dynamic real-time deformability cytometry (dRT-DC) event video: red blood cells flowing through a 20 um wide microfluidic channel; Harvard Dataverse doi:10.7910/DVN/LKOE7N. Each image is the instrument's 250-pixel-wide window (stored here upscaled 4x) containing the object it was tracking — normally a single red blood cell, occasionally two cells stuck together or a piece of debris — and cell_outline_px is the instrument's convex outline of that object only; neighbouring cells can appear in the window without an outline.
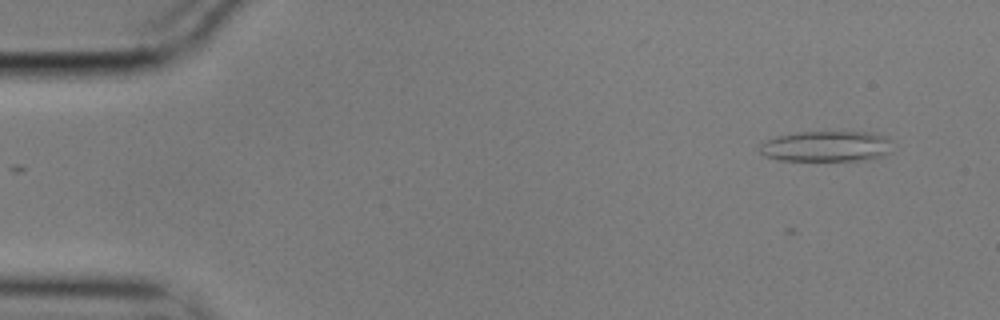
{"species": "common noctule bat (a hibernating species)", "species_latin": "Nyctalus noctula", "temperature_condition": "cold", "stored_images_in_passage": 48, "camera_frame_rate_fps": 3000, "um_per_image_px": 0.085, "animal": {"sex": "male", "body_mass_g": 17.9}, "frame": {"image": 1, "passage_image": 1, "time_ms": 0.0, "image_size_px": [1000, 320], "cell_outline_px": [[892, 152], [884, 156], [864, 160], [780, 160], [764, 156], [760, 152], [760, 144], [776, 136], [796, 132], [868, 132], [888, 136]], "centroid_in_image_um": [70.27, 12.43], "position_along_channel_um": 14.7, "area_um2": 23.81}}
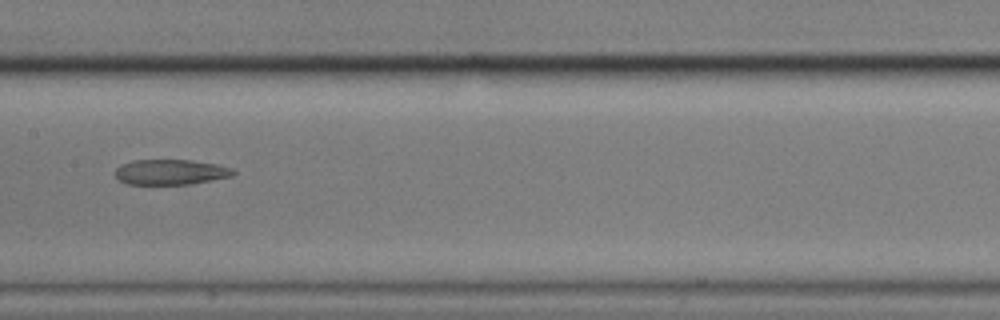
{"frame": {"image": 2, "passage_image": 25, "time_ms": 8.0, "image_size_px": [1000, 320], "cell_outline_px": [[236, 172], [232, 176], [188, 184], [128, 184], [120, 180], [116, 176], [116, 168], [120, 164], [132, 160], [192, 160], [216, 164], [232, 168]], "centroid_in_image_um": [14.49, 14.61], "position_along_channel_um": 192.9, "area_um2": 17.28}}
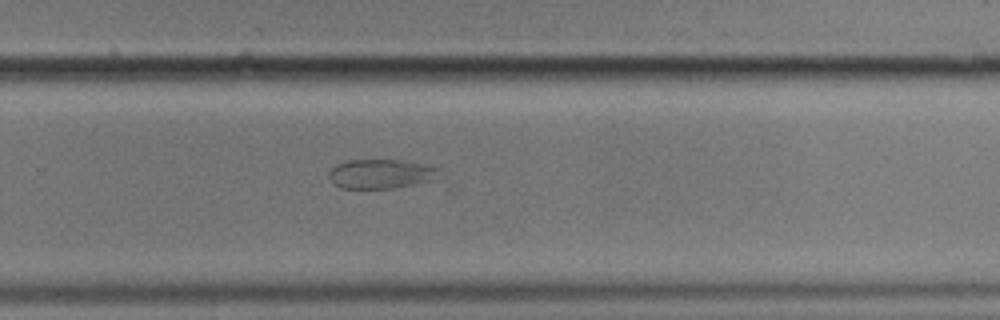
{"frame": {"image": 3, "passage_image": 34, "time_ms": 11.0, "image_size_px": [1000, 320], "cell_outline_px": [[456, 192], [448, 192], [340, 188], [332, 184], [328, 176], [328, 172], [336, 164], [348, 160], [400, 160], [420, 164], [436, 168], [456, 188]], "centroid_in_image_um": [33.05, 14.98], "position_along_channel_um": 296.8, "area_um2": 23.12}}